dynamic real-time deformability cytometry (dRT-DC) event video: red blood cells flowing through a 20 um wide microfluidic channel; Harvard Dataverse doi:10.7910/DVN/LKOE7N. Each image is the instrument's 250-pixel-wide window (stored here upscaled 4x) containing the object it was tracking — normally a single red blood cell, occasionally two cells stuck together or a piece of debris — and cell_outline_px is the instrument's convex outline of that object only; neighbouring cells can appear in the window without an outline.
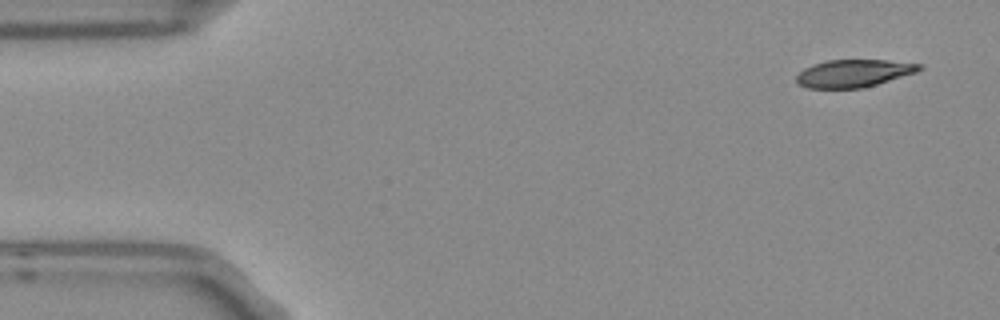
{"species": "Egyptian fruit bat (a non-hibernating species)", "species_latin": "Rousettus aegyptiacus", "temperature_condition": "room temperature", "stored_images_in_passage": 7, "camera_frame_rate_fps": 3000, "um_per_image_px": 0.085, "frame": {"image": 1, "passage_image": 1, "time_ms": 0.0, "image_size_px": [1000, 320], "cell_outline_px": [[924, 68], [916, 72], [876, 84], [860, 88], [808, 88], [800, 84], [796, 80], [796, 76], [804, 68], [812, 64], [828, 60], [884, 60], [924, 64]], "centroid_in_image_um": [72.57, 6.22], "position_along_channel_um": 12.4, "area_um2": 19.59}}
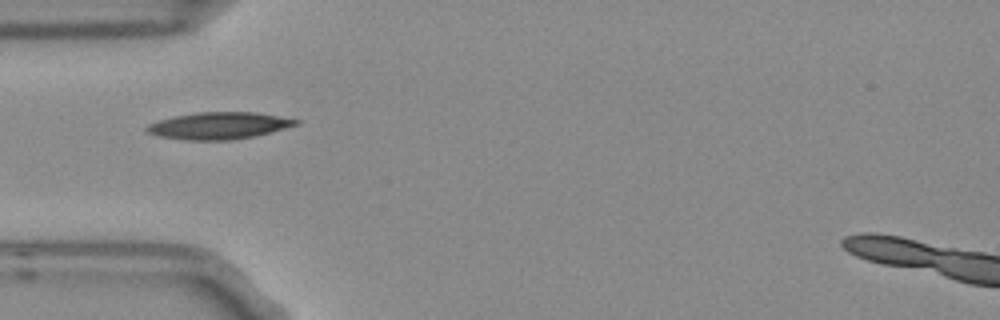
{"frame": {"image": 2, "passage_image": 4, "time_ms": 1.0, "image_size_px": [1000, 320], "cell_outline_px": [[300, 124], [252, 136], [228, 140], [188, 140], [160, 136], [148, 132], [144, 128], [148, 124], [172, 116], [196, 112], [256, 112], [280, 116], [300, 120]], "centroid_in_image_um": [18.59, 10.66], "position_along_channel_um": 66.4, "area_um2": 23.18}}
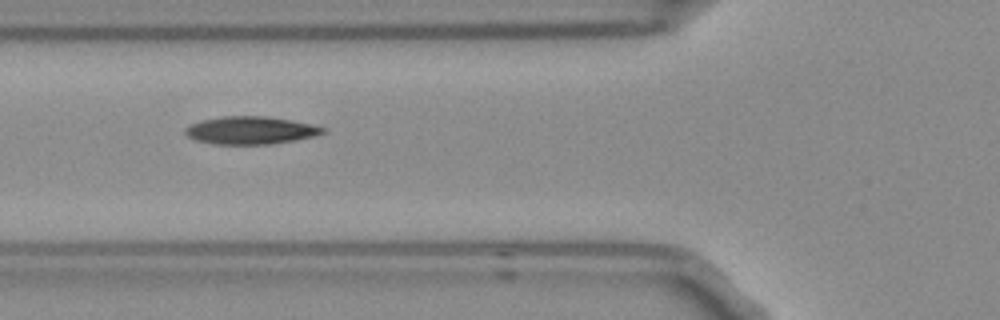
{"frame": {"image": 3, "passage_image": 5, "time_ms": 1.333, "image_size_px": [1000, 320], "cell_outline_px": [[328, 132], [312, 136], [272, 144], [216, 144], [196, 140], [188, 136], [184, 132], [184, 128], [200, 120], [224, 116], [268, 116], [292, 120], [312, 124], [328, 128]], "centroid_in_image_um": [21.32, 11.07], "position_along_channel_um": 104.5, "area_um2": 22.25}}